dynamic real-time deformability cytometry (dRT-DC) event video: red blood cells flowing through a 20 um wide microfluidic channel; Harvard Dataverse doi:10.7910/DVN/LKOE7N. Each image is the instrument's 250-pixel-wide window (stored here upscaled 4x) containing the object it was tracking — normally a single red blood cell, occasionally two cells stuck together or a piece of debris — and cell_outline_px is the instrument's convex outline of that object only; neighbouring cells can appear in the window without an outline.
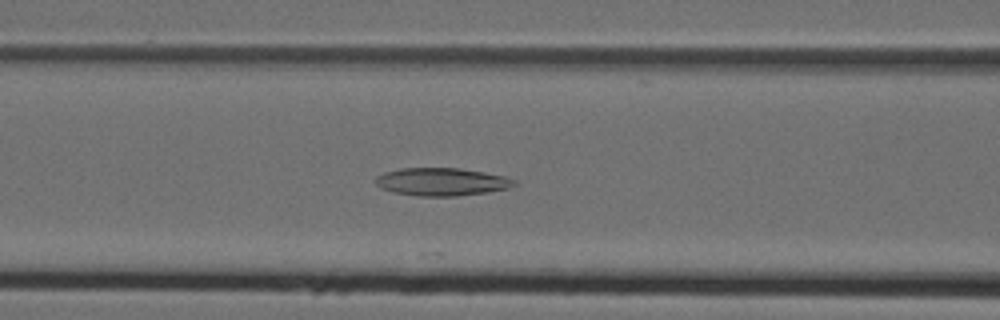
{"species": "Egyptian fruit bat (a non-hibernating species)", "species_latin": "Rousettus aegyptiacus", "temperature_condition": "cold", "stored_images_in_passage": 11, "camera_frame_rate_fps": 3000, "um_per_image_px": 0.085, "animal": {"sex": "female"}, "frame": {"image": 1, "passage_image": 7, "time_ms": 2.0, "image_size_px": [1000, 320], "cell_outline_px": [[516, 184], [508, 188], [488, 192], [456, 196], [416, 196], [392, 192], [380, 188], [376, 184], [376, 176], [384, 172], [400, 168], [460, 168], [484, 172], [504, 176], [516, 180]], "centroid_in_image_um": [37.52, 15.45], "position_along_channel_um": 129.1, "area_um2": 22.6}}
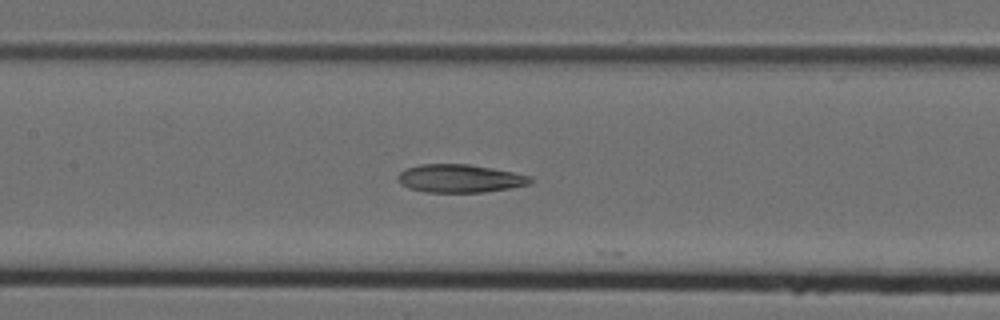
{"frame": {"image": 2, "passage_image": 10, "time_ms": 3.0, "image_size_px": [1000, 320], "cell_outline_px": [[532, 180], [528, 184], [508, 188], [484, 192], [424, 192], [408, 188], [400, 184], [396, 180], [396, 176], [404, 168], [420, 164], [468, 164], [492, 168], [532, 176]], "centroid_in_image_um": [39.01, 15.16], "position_along_channel_um": 168.4, "area_um2": 21.79}}